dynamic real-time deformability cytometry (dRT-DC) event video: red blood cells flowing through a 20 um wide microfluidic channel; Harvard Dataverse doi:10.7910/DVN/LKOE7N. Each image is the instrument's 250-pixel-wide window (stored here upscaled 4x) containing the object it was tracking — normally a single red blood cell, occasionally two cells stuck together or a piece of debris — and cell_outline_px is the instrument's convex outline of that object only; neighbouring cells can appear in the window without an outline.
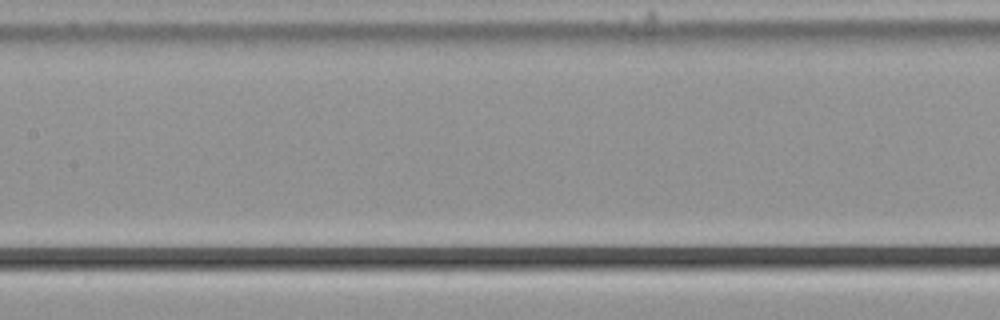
{"species": "common noctule bat (a hibernating species)", "species_latin": "Nyctalus noctula", "temperature_condition": "cold", "stored_images_in_passage": 7, "camera_frame_rate_fps": 3000, "um_per_image_px": 0.085, "animal": {"sex": "male", "body_mass_g": 21.5, "forearm_length_mm": 52.0}, "frame": {"image": 1, "passage_image": 6, "time_ms": 1.667, "image_size_px": [1000, 320], "cell_outline_px": [[508, 268], [464, 272], [412, 272], [412, 268], [416, 252], [508, 252]], "centroid_in_image_um": [39.03, 22.24], "position_along_channel_um": 168.4, "area_um2": 13.01}}